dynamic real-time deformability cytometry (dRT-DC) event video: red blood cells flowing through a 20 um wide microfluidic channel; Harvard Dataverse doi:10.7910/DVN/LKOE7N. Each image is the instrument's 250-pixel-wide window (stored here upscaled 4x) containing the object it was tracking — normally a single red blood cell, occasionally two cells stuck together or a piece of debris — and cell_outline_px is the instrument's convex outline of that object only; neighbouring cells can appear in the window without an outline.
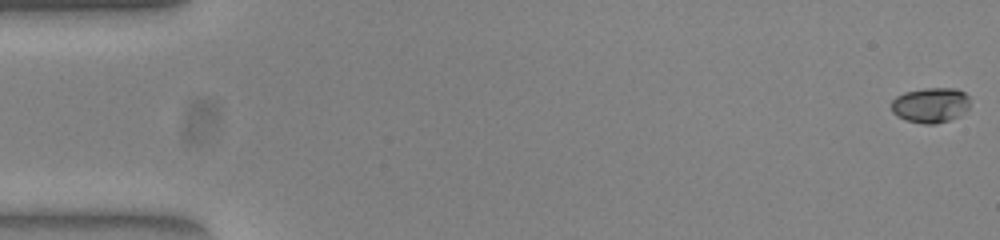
{"species": "common noctule bat (a hibernating species)", "species_latin": "Nyctalus noctula", "temperature_condition": "warm", "stored_images_in_passage": 53, "camera_frame_rate_fps": 3000, "um_per_image_px": 0.085, "animal": {"sex": "female", "body_mass_g": 23.0, "forearm_length_mm": 53.4}, "frame": {"image": 1, "passage_image": 1, "time_ms": 0.0, "image_size_px": [1000, 240], "cell_outline_px": [[968, 108], [960, 116], [936, 124], [924, 124], [908, 120], [892, 112], [892, 100], [896, 96], [904, 92], [924, 88], [956, 88], [964, 92], [968, 96]], "centroid_in_image_um": [79.11, 8.92], "position_along_channel_um": 5.9, "area_um2": 16.01}}
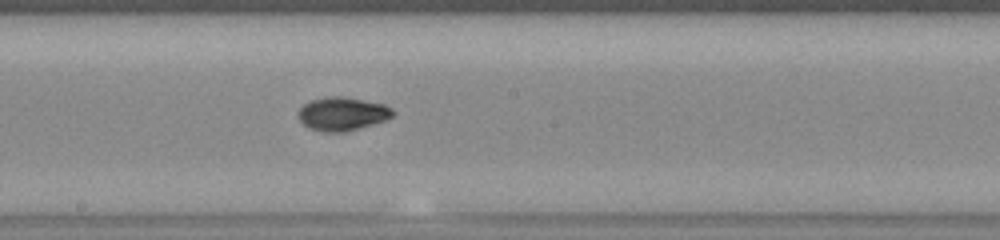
{"frame": {"image": 2, "passage_image": 29, "time_ms": 9.333, "image_size_px": [1000, 240], "cell_outline_px": [[396, 112], [392, 116], [384, 120], [372, 124], [344, 132], [324, 132], [308, 128], [300, 120], [300, 108], [304, 104], [312, 100], [328, 96], [344, 96], [384, 104], [392, 108]], "centroid_in_image_um": [29.12, 9.67], "position_along_channel_um": 219.1, "area_um2": 18.26}}
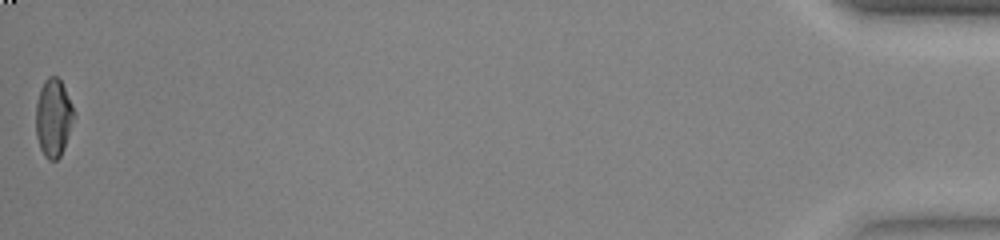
{"frame": {"image": 3, "passage_image": 53, "time_ms": 17.333, "image_size_px": [1000, 240], "cell_outline_px": [[76, 112], [64, 148], [60, 156], [56, 160], [48, 160], [44, 156], [40, 148], [36, 136], [36, 104], [40, 88], [44, 80], [48, 76], [56, 76], [60, 80]], "centroid_in_image_um": [4.53, 10.01], "position_along_channel_um": 430.7, "area_um2": 17.34}, "authors_computed_cell_mechanics": {"area_um2": 17.1666, "velocity_mm_per_s": 3.9255, "shape_relaxation_time_tau1_ms": 4.9278, "shape_relaxation_time_tau2_ms": 2.1841, "deformation_change_tau1": 0.2108, "deformation_change_tau2": 0.0586}}